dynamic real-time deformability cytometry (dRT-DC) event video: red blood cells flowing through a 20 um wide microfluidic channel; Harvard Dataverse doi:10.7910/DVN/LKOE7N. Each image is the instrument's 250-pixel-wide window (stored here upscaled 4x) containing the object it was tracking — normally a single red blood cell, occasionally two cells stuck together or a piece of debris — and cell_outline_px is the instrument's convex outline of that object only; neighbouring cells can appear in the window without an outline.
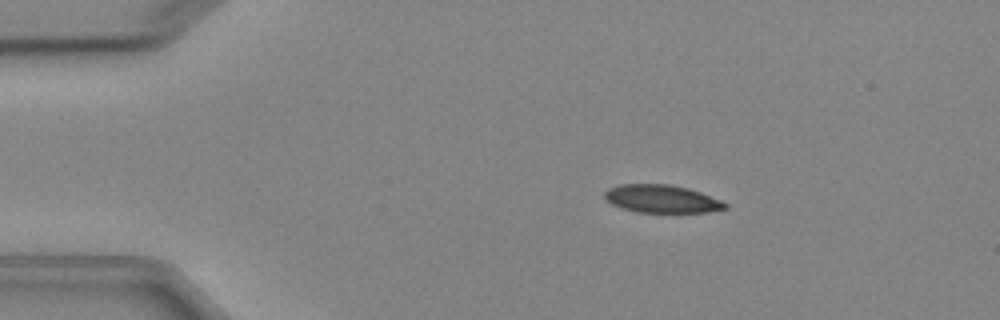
{"species": "Egyptian fruit bat (a non-hibernating species)", "species_latin": "Rousettus aegyptiacus", "temperature_condition": "cold", "stored_images_in_passage": 6, "camera_frame_rate_fps": 3000, "um_per_image_px": 0.085, "animal": {"sex": "female"}, "frame": {"image": 1, "passage_image": 2, "time_ms": 1.333, "image_size_px": [1000, 320], "cell_outline_px": [[728, 208], [708, 212], [636, 212], [620, 208], [604, 200], [604, 192], [608, 188], [620, 184], [668, 184], [688, 188], [700, 192], [720, 200], [728, 204]], "centroid_in_image_um": [56.21, 16.9], "position_along_channel_um": 28.8, "area_um2": 19.71}}
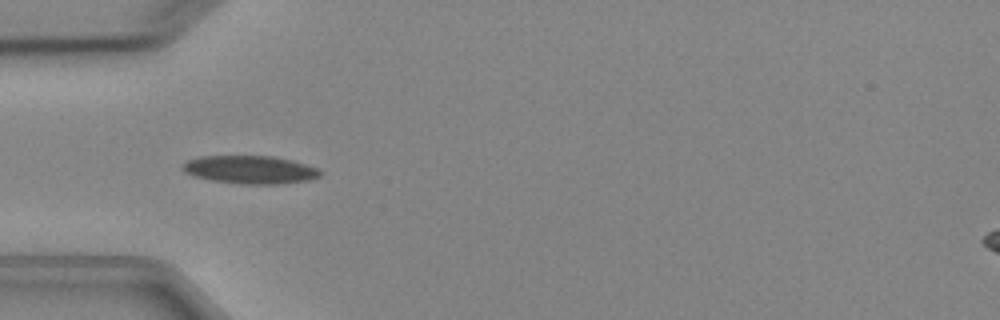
{"frame": {"image": 2, "passage_image": 4, "time_ms": 3.667, "image_size_px": [1000, 320], "cell_outline_px": [[320, 176], [308, 180], [280, 184], [240, 184], [212, 180], [196, 176], [184, 172], [180, 168], [180, 164], [184, 160], [200, 156], [272, 156], [292, 160], [316, 168], [320, 172]], "centroid_in_image_um": [21.18, 14.41], "position_along_channel_um": 63.8, "area_um2": 22.54}}